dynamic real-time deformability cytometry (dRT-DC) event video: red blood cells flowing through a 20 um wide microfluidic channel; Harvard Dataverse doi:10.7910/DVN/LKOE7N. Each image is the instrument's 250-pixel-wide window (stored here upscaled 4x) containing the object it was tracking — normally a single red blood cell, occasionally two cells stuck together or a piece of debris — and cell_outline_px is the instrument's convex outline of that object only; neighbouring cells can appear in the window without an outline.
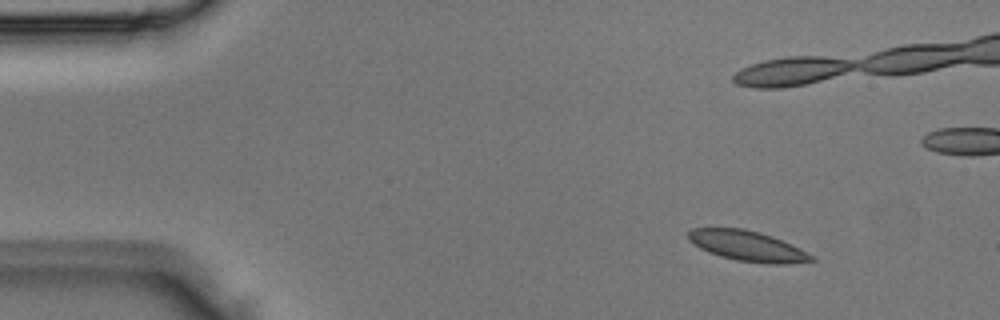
{"species": "Egyptian fruit bat (a non-hibernating species)", "species_latin": "Rousettus aegyptiacus", "temperature_condition": "room temperature", "stored_images_in_passage": 4, "camera_frame_rate_fps": 3000, "um_per_image_px": 0.085, "animal": {"sex": "male"}, "frame": {"image": 1, "passage_image": 1, "time_ms": 0.0, "image_size_px": [1000, 320], "cell_outline_px": [[816, 260], [784, 264], [768, 264], [736, 260], [720, 256], [708, 252], [700, 248], [688, 240], [688, 232], [692, 228], [744, 228], [760, 232], [772, 236], [792, 244], [800, 248], [812, 256]], "centroid_in_image_um": [63.52, 20.9], "position_along_channel_um": 21.5, "area_um2": 21.73}}